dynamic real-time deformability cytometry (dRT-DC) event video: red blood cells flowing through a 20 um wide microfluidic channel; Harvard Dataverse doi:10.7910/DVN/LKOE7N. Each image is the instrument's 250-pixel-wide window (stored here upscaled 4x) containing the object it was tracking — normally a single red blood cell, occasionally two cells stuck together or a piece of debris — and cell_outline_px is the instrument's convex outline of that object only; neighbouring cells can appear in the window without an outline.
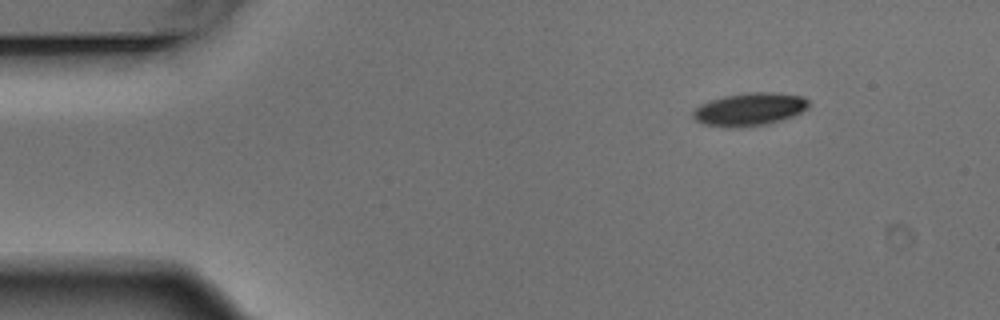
{"species": "Egyptian fruit bat (a non-hibernating species)", "species_latin": "Rousettus aegyptiacus", "temperature_condition": "warm", "stored_images_in_passage": 4, "camera_frame_rate_fps": 3000, "um_per_image_px": 0.085, "animal": {"sex": "male"}, "frame": {"image": 1, "passage_image": 1, "time_ms": 0.0, "image_size_px": [1000, 320], "cell_outline_px": [[808, 108], [792, 116], [768, 124], [732, 128], [704, 124], [696, 120], [692, 116], [692, 112], [700, 104], [724, 96], [748, 92], [772, 92], [804, 96], [808, 100]], "centroid_in_image_um": [63.71, 9.28], "position_along_channel_um": 21.3, "area_um2": 22.08}}
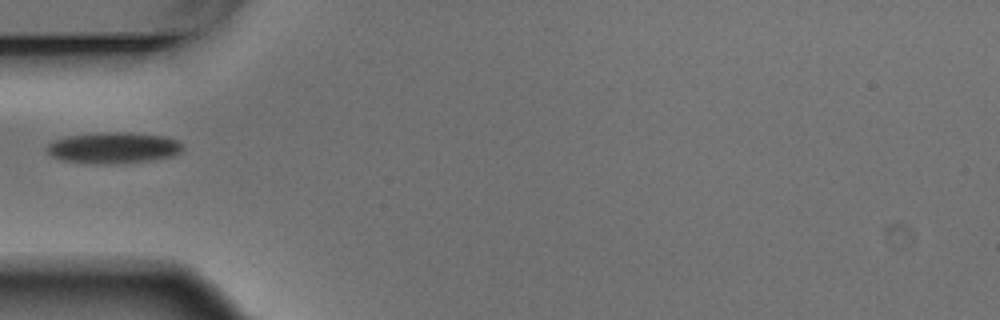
{"frame": {"image": 2, "passage_image": 4, "time_ms": 1.0, "image_size_px": [1000, 320], "cell_outline_px": [[184, 148], [180, 152], [172, 156], [148, 160], [112, 164], [96, 164], [64, 160], [52, 156], [44, 148], [48, 144], [56, 140], [68, 136], [96, 132], [128, 132], [160, 136], [176, 140]], "centroid_in_image_um": [9.6, 12.56], "position_along_channel_um": 75.4, "area_um2": 24.39}}